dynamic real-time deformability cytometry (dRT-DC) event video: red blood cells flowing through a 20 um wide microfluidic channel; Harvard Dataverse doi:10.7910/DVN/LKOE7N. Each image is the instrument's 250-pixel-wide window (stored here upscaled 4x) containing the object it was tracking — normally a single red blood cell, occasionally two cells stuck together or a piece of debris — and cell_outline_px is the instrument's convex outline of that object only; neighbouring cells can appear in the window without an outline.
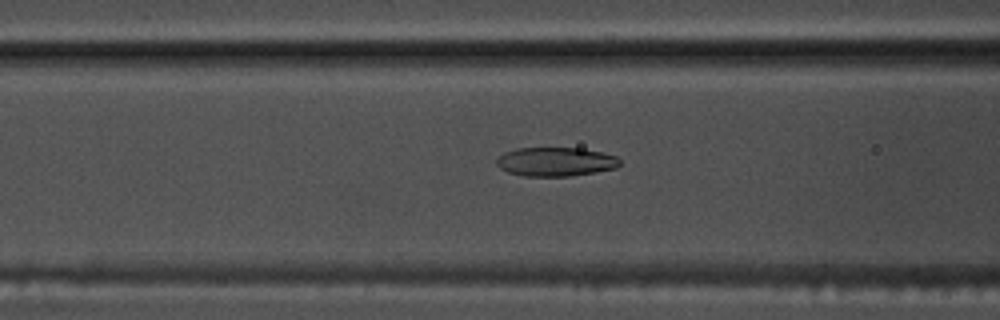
{"species": "common noctule bat (a hibernating species)", "species_latin": "Nyctalus noctula", "temperature_condition": "warm", "stored_images_in_passage": 54, "camera_frame_rate_fps": 3000, "um_per_image_px": 0.085, "animal": {"sex": "male", "body_mass_g": 17.5, "forearm_length_mm": 52.3}, "frame": {"image": 1, "passage_image": 22, "time_ms": 7.0, "image_size_px": [1000, 320], "cell_outline_px": [[620, 164], [616, 168], [572, 176], [524, 176], [508, 172], [500, 168], [496, 164], [496, 160], [504, 152], [516, 148], [580, 148], [600, 152], [616, 156], [620, 160]], "centroid_in_image_um": [47.21, 13.75], "position_along_channel_um": 119.4, "area_um2": 20.75}}
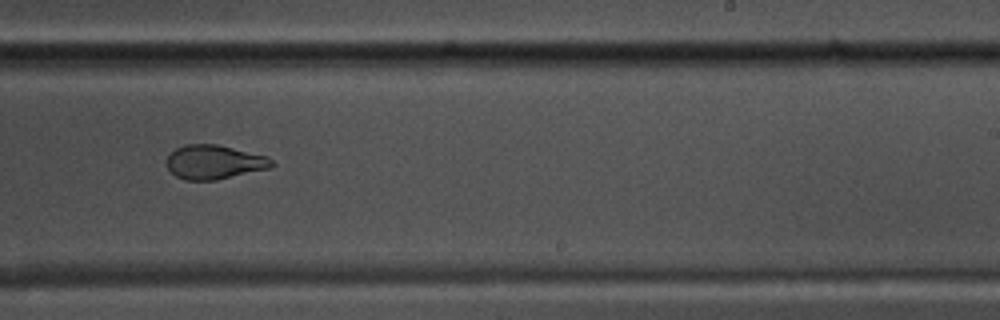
{"frame": {"image": 2, "passage_image": 34, "time_ms": 11.0, "image_size_px": [1000, 320], "cell_outline_px": [[276, 164], [272, 168], [216, 180], [184, 180], [176, 176], [168, 168], [168, 156], [176, 148], [184, 144], [216, 144], [268, 156]], "centroid_in_image_um": [18.25, 13.78], "position_along_channel_um": 270.7, "area_um2": 20.92}}
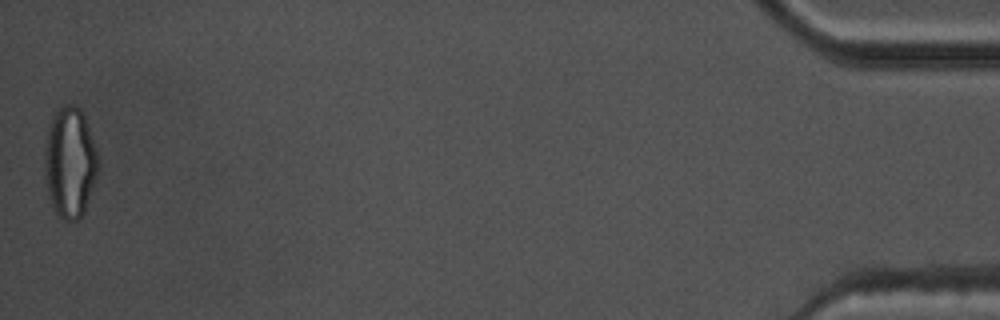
{"frame": {"image": 3, "passage_image": 54, "time_ms": 17.667, "image_size_px": [1000, 320], "cell_outline_px": [[100, 164], [84, 212], [76, 220], [64, 220], [56, 212], [52, 204], [44, 176], [44, 152], [48, 124], [52, 112], [64, 104], [76, 104], [84, 112], [100, 160]], "centroid_in_image_um": [5.94, 13.71], "position_along_channel_um": 429.3, "area_um2": 35.03}, "authors_computed_cell_mechanics": {"area_um2": 22.4264, "velocity_mm_per_s": 3.7954, "shape_relaxation_time_tau1_ms": 7.4902, "shape_relaxation_time_tau2_ms": 1.3153, "deformation_change_tau1": 0.2379, "deformation_change_tau2": 0.076}}